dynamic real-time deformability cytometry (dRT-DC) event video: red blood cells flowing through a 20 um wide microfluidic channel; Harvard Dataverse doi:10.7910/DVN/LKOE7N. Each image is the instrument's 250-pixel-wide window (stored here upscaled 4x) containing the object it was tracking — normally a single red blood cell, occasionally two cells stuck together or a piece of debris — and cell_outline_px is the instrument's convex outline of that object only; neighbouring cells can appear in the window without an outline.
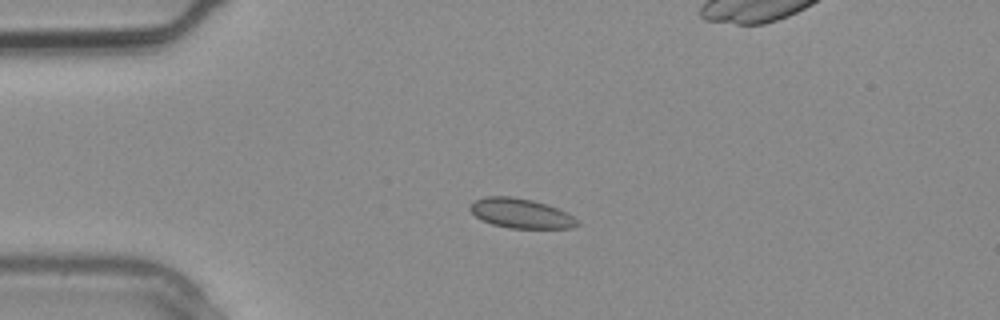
{"species": "common noctule bat (a hibernating species)", "species_latin": "Nyctalus noctula", "temperature_condition": "warm", "stored_images_in_passage": 2, "camera_frame_rate_fps": 3000, "um_per_image_px": 0.085, "animal": {"sex": "male", "body_mass_g": 20.4}, "frame": {"image": 1, "passage_image": 1, "time_ms": 0.0, "image_size_px": [1000, 320], "cell_outline_px": [[580, 224], [572, 228], [508, 228], [492, 224], [476, 216], [468, 208], [476, 200], [484, 196], [512, 196], [532, 200], [556, 208], [572, 216]], "centroid_in_image_um": [44.25, 18.13], "position_along_channel_um": 40.8, "area_um2": 18.21}}